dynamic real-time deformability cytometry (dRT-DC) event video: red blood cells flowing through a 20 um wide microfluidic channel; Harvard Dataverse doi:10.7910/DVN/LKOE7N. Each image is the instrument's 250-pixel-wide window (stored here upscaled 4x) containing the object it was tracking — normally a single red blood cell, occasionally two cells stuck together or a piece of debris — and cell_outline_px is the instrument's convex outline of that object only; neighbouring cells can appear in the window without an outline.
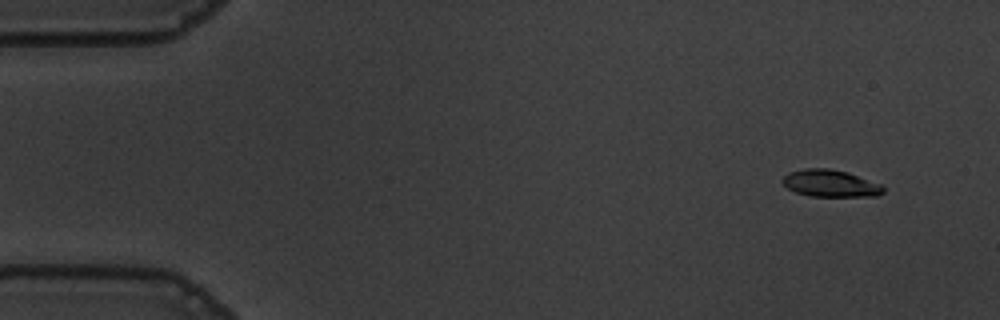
{"species": "common noctule bat (a hibernating species)", "species_latin": "Nyctalus noctula", "temperature_condition": "warm", "stored_images_in_passage": 52, "camera_frame_rate_fps": 3000, "um_per_image_px": 0.085, "animal": {"sex": "male", "body_mass_g": 19.5, "forearm_length_mm": 54.6}, "frame": {"image": 1, "passage_image": 1, "time_ms": 0.0, "image_size_px": [1000, 320], "cell_outline_px": [[884, 192], [876, 196], [812, 196], [796, 192], [788, 188], [780, 180], [788, 172], [804, 168], [828, 168], [848, 172], [880, 184], [884, 188]], "centroid_in_image_um": [70.56, 15.57], "position_along_channel_um": 14.4, "area_um2": 15.84}}
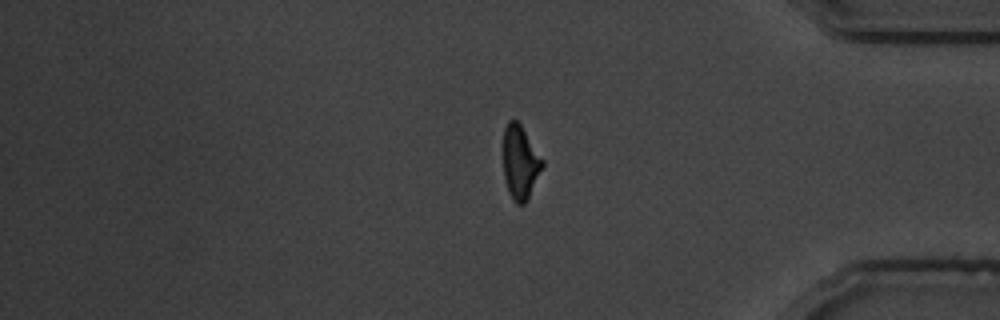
{"frame": {"image": 2, "passage_image": 43, "time_ms": 14.0, "image_size_px": [1000, 320], "cell_outline_px": [[544, 164], [528, 200], [524, 204], [516, 204], [512, 200], [508, 192], [504, 180], [504, 128], [508, 120], [516, 120], [520, 124], [544, 160]], "centroid_in_image_um": [44.22, 13.83], "position_along_channel_um": 391.0, "area_um2": 16.88}}
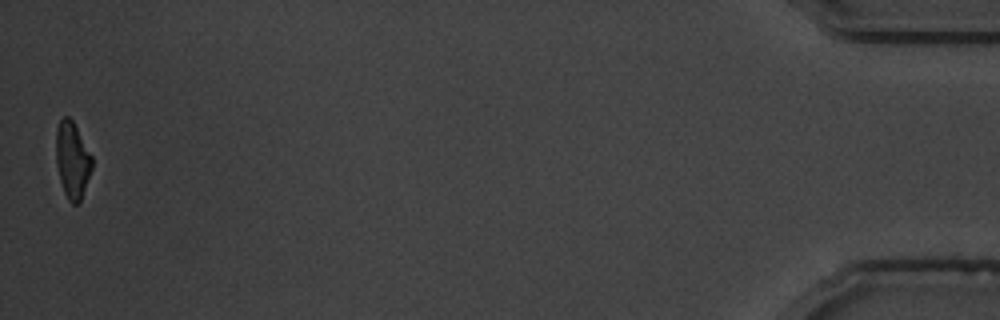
{"frame": {"image": 3, "passage_image": 52, "time_ms": 17.0, "image_size_px": [1000, 320], "cell_outline_px": [[92, 168], [80, 200], [76, 204], [72, 204], [68, 200], [64, 192], [60, 180], [56, 164], [56, 128], [60, 120], [64, 116], [68, 116], [72, 120], [92, 156]], "centroid_in_image_um": [6.13, 13.59], "position_along_channel_um": 429.1, "area_um2": 15.84}, "authors_computed_cell_mechanics": {"area_um2": 17.4556, "velocity_mm_per_s": 3.63, "shape_relaxation_time_tau1_ms": 2.8659, "shape_relaxation_time_tau2_ms": 1.7893, "deformation_change_tau1": 0.1548, "deformation_change_tau2": 0.0846}}